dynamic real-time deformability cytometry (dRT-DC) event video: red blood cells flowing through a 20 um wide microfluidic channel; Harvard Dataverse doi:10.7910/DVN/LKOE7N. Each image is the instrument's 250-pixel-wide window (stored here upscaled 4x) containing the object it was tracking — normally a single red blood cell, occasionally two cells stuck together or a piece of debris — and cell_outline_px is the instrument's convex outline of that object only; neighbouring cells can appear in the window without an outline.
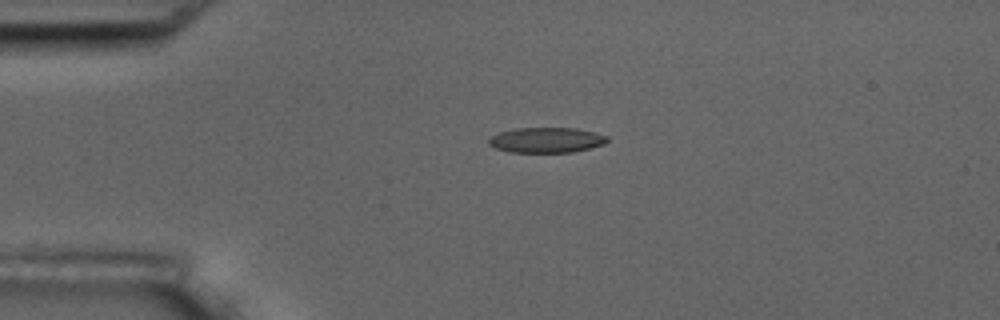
{"species": "common noctule bat (a hibernating species)", "species_latin": "Nyctalus noctula", "temperature_condition": "room temperature", "stored_images_in_passage": 2, "camera_frame_rate_fps": 3000, "um_per_image_px": 0.085, "animal": {"sex": "male", "body_mass_g": 17.5, "forearm_length_mm": 52.3}, "frame": {"image": 1, "passage_image": 1, "time_ms": 0.0, "image_size_px": [1000, 320], "cell_outline_px": [[608, 140], [604, 144], [572, 152], [508, 152], [496, 148], [488, 144], [488, 140], [492, 136], [500, 132], [512, 128], [576, 128], [608, 136]], "centroid_in_image_um": [46.41, 11.9], "position_along_channel_um": 38.6, "area_um2": 17.34}}